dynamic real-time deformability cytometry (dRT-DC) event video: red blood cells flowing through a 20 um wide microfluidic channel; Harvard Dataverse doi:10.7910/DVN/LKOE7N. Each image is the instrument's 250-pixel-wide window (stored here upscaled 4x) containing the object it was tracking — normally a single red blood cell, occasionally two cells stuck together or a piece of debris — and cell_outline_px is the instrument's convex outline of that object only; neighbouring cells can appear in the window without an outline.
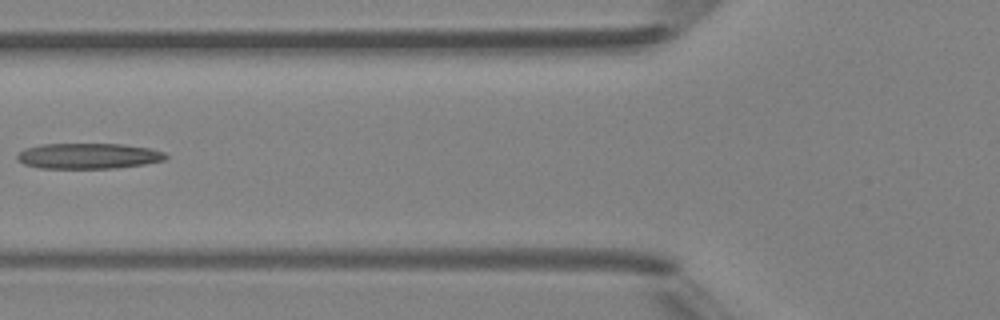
{"species": "Egyptian fruit bat (a non-hibernating species)", "species_latin": "Rousettus aegyptiacus", "temperature_condition": "room temperature", "stored_images_in_passage": 2, "camera_frame_rate_fps": 3000, "um_per_image_px": 0.085, "animal": {"sex": "female"}, "frame": {"image": 1, "passage_image": 2, "time_ms": 1.333, "image_size_px": [1000, 320], "cell_outline_px": [[168, 156], [164, 160], [144, 164], [116, 168], [40, 168], [24, 164], [16, 156], [24, 148], [40, 144], [120, 144], [152, 148], [164, 152]], "centroid_in_image_um": [7.53, 13.25], "position_along_channel_um": 118.3, "area_um2": 22.14}}